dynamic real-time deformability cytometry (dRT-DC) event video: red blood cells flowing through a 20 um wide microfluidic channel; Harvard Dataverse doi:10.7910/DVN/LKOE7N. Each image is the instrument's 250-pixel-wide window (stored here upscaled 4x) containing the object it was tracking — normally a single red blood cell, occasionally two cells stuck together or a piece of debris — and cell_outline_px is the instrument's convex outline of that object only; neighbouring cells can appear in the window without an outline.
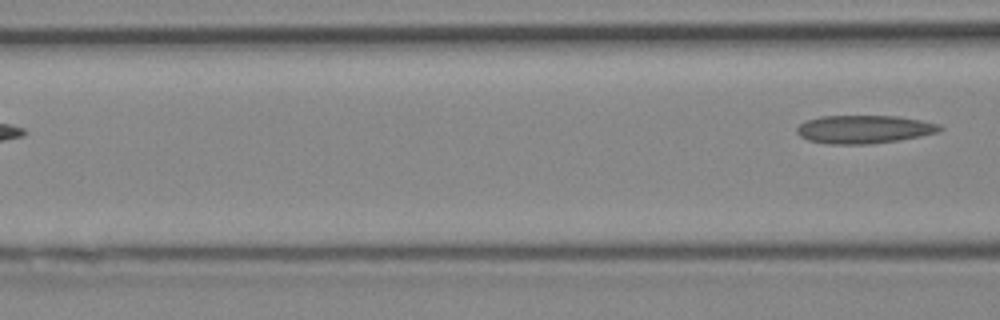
{"species": "Egyptian fruit bat (a non-hibernating species)", "species_latin": "Rousettus aegyptiacus", "temperature_condition": "cold", "stored_images_in_passage": 4, "camera_frame_rate_fps": 3000, "um_per_image_px": 0.085, "animal": {"sex": "female"}, "frame": {"image": 1, "passage_image": 4, "time_ms": 1.0, "image_size_px": [1000, 320], "cell_outline_px": [[944, 128], [936, 132], [920, 136], [896, 140], [868, 144], [828, 144], [808, 140], [800, 136], [796, 132], [796, 128], [804, 120], [820, 116], [896, 116], [920, 120], [940, 124]], "centroid_in_image_um": [73.39, 10.98], "position_along_channel_um": 93.2, "area_um2": 23.41}}